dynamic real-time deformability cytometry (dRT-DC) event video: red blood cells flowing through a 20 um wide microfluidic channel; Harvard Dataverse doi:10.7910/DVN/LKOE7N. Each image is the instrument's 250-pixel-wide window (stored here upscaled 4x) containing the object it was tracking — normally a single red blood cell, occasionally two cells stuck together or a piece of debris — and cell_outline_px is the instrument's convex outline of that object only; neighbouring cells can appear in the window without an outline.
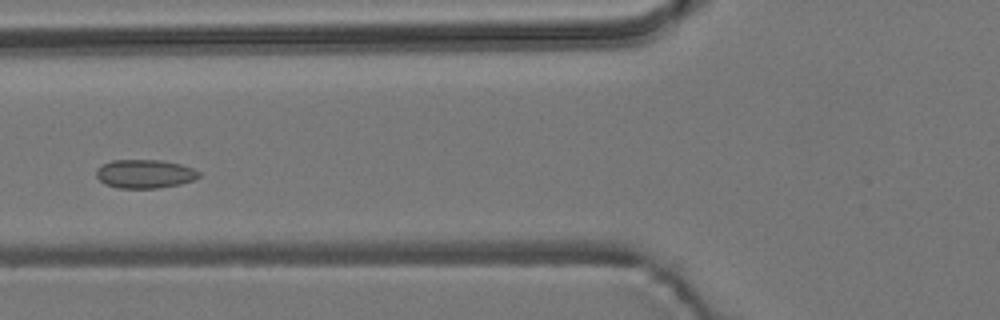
{"species": "common noctule bat (a hibernating species)", "species_latin": "Nyctalus noctula", "temperature_condition": "room temperature", "stored_images_in_passage": 5, "camera_frame_rate_fps": 3000, "um_per_image_px": 0.085, "animal": {"sex": "male", "body_mass_g": 19.2, "forearm_length_mm": 51.8}, "frame": {"image": 1, "passage_image": 5, "time_ms": 4.667, "image_size_px": [1000, 320], "cell_outline_px": [[200, 176], [192, 180], [180, 184], [156, 188], [116, 188], [104, 184], [96, 176], [96, 168], [112, 160], [164, 160], [180, 164], [192, 168], [200, 172]], "centroid_in_image_um": [12.29, 14.78], "position_along_channel_um": 113.5, "area_um2": 17.17}}